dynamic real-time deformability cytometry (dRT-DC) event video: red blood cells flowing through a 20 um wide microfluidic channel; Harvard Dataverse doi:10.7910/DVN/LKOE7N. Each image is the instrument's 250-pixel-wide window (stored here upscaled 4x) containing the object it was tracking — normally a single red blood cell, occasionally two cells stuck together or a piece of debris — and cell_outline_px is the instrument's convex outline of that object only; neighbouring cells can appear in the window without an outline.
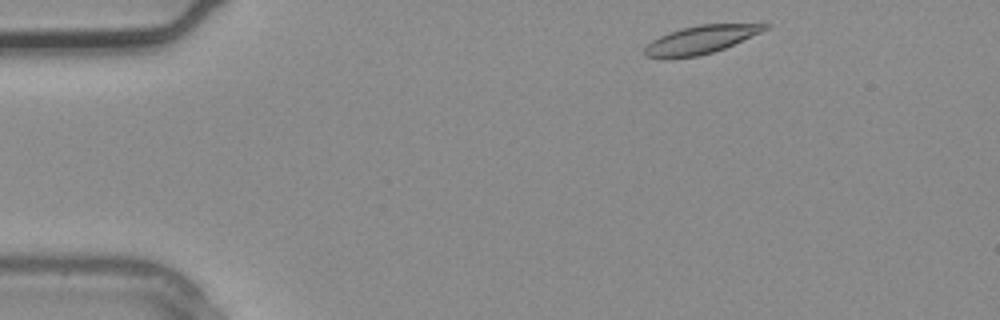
{"species": "common noctule bat (a hibernating species)", "species_latin": "Nyctalus noctula", "temperature_condition": "warm", "stored_images_in_passage": 2, "camera_frame_rate_fps": 3000, "um_per_image_px": 0.085, "animal": {"sex": "male", "body_mass_g": 20.4}, "frame": {"image": 1, "passage_image": 1, "time_ms": 0.0, "image_size_px": [1000, 320], "cell_outline_px": [[772, 24], [768, 28], [760, 32], [724, 48], [700, 56], [668, 60], [664, 60], [644, 56], [644, 48], [652, 40], [668, 32], [680, 28], [700, 24]], "centroid_in_image_um": [59.46, 3.41], "position_along_channel_um": 25.5, "area_um2": 19.88}}